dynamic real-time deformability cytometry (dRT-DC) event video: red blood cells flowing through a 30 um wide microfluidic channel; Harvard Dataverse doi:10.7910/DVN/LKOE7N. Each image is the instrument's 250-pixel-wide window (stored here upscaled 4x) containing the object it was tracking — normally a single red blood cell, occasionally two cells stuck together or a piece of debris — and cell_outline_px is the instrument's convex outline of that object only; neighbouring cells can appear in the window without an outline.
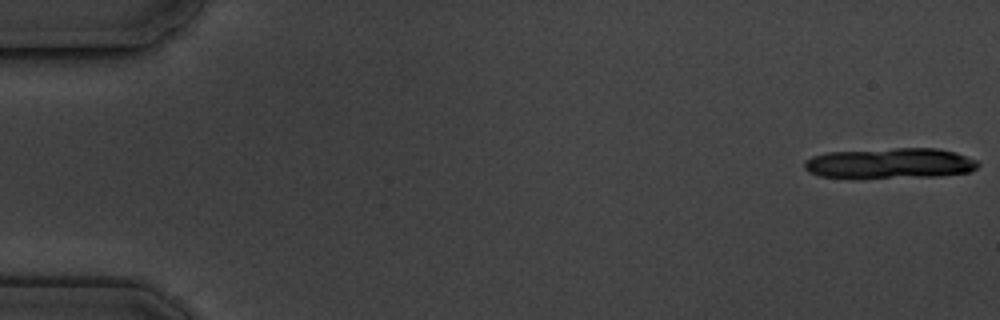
{"species": "common noctule bat (a hibernating species)", "species_latin": "Nyctalus noctula", "temperature_condition": "cold", "stored_images_in_passage": 6, "camera_frame_rate_fps": 3000, "um_per_image_px": 0.085, "animal": {"sex": "male", "body_mass_g": 19.5, "forearm_length_mm": 54.6}, "frame": {"image": 1, "passage_image": 1, "time_ms": 0.0, "image_size_px": [1000, 320], "cell_outline_px": [[980, 164], [972, 172], [940, 176], [860, 180], [852, 180], [820, 176], [808, 172], [804, 168], [804, 160], [812, 156], [828, 152], [896, 148], [936, 148], [956, 152], [976, 160]], "centroid_in_image_um": [75.61, 13.92], "position_along_channel_um": 9.4, "area_um2": 32.08}}
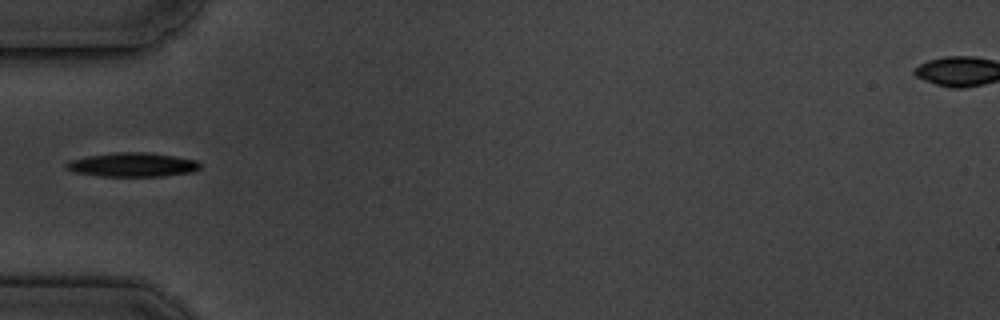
{"frame": {"image": 2, "passage_image": 6, "time_ms": 6.333, "image_size_px": [1000, 320], "cell_outline_px": [[200, 168], [192, 172], [160, 176], [100, 176], [72, 172], [64, 164], [68, 160], [88, 156], [116, 152], [144, 152], [172, 156], [196, 160], [200, 164]], "centroid_in_image_um": [11.22, 14.0], "position_along_channel_um": 73.8, "area_um2": 18.61}}